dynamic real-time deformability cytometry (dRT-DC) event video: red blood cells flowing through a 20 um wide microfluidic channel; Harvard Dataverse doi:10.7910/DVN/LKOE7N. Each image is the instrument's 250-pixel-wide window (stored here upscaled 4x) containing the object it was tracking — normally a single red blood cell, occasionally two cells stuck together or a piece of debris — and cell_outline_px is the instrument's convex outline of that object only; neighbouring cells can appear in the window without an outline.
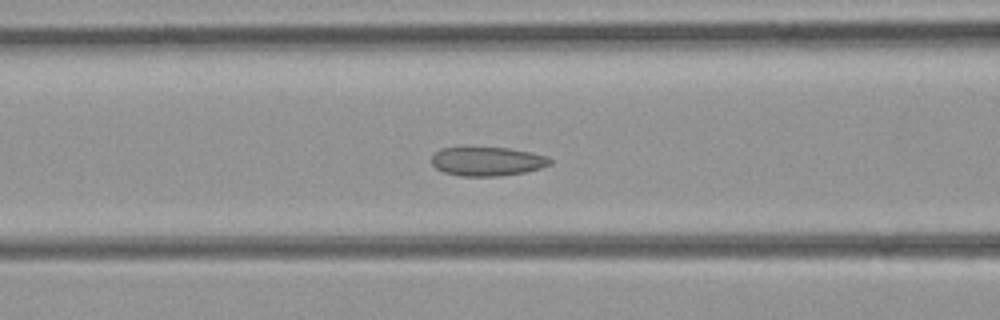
{"species": "common noctule bat (a hibernating species)", "species_latin": "Nyctalus noctula", "temperature_condition": "room temperature", "stored_images_in_passage": 52, "camera_frame_rate_fps": 3000, "um_per_image_px": 0.085, "animal": {"sex": "female", "body_mass_g": 21.9}, "frame": {"image": 1, "passage_image": 21, "time_ms": 6.667, "image_size_px": [1000, 320], "cell_outline_px": [[552, 164], [540, 168], [524, 172], [500, 176], [460, 176], [444, 172], [436, 168], [432, 164], [432, 156], [440, 148], [508, 148], [548, 156], [552, 160]], "centroid_in_image_um": [41.43, 13.72], "position_along_channel_um": 125.2, "area_um2": 19.83}}
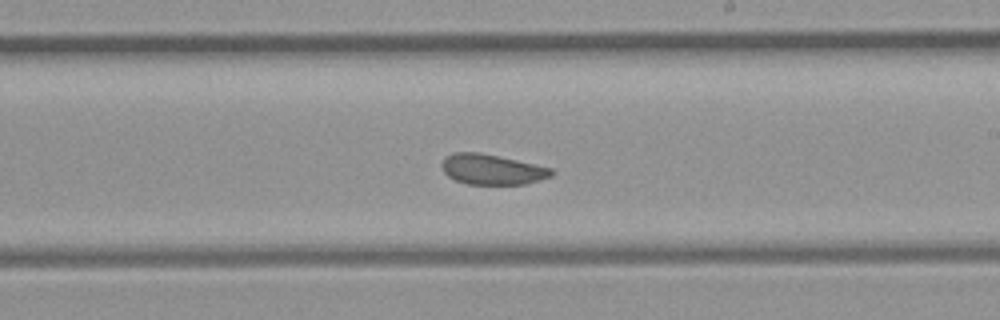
{"frame": {"image": 2, "passage_image": 30, "time_ms": 9.667, "image_size_px": [1000, 320], "cell_outline_px": [[556, 172], [552, 176], [540, 180], [524, 184], [468, 184], [456, 180], [448, 176], [444, 172], [440, 164], [444, 156], [452, 152], [480, 152], [552, 168]], "centroid_in_image_um": [41.8, 14.39], "position_along_channel_um": 247.2, "area_um2": 19.48}}
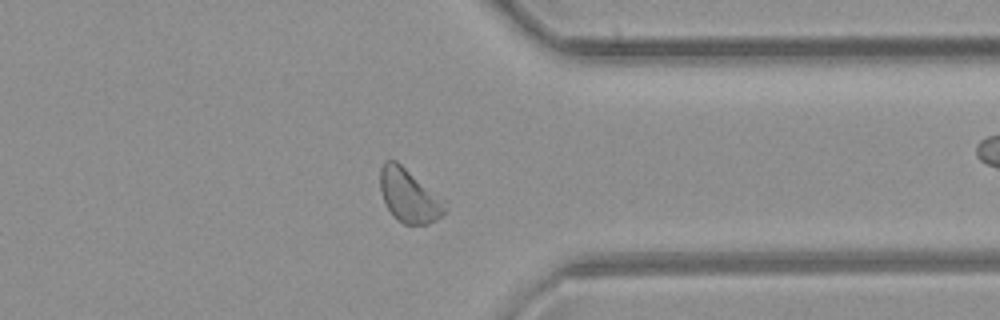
{"frame": {"image": 3, "passage_image": 40, "time_ms": 13.0, "image_size_px": [1000, 320], "cell_outline_px": [[448, 200], [444, 212], [436, 220], [428, 224], [404, 224], [384, 204], [380, 188], [380, 168], [384, 160], [396, 160]], "centroid_in_image_um": [34.8, 16.59], "position_along_channel_um": 376.6, "area_um2": 20.46}}